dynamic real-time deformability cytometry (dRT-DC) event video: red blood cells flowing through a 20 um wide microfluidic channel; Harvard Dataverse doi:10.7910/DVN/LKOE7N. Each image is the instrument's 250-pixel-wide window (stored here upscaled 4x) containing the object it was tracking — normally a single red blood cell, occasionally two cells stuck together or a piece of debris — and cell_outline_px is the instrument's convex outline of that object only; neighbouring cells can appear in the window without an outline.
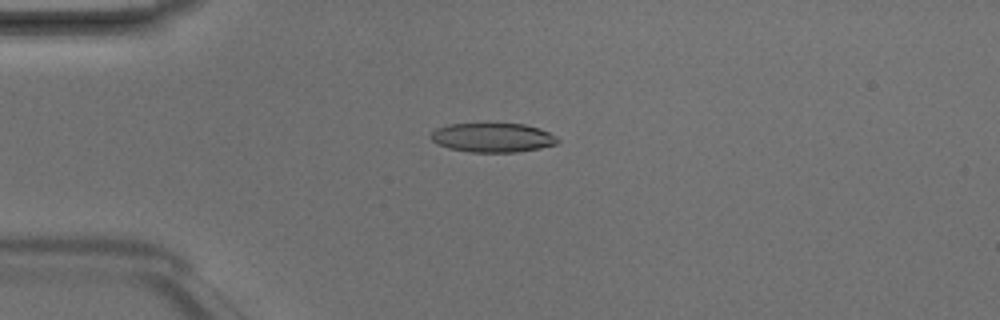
{"species": "Egyptian fruit bat (a non-hibernating species)", "species_latin": "Rousettus aegyptiacus", "temperature_condition": "room temperature", "stored_images_in_passage": 5, "camera_frame_rate_fps": 3000, "um_per_image_px": 0.085, "animal": {"sex": "male"}, "frame": {"image": 1, "passage_image": 3, "time_ms": 0.667, "image_size_px": [1000, 320], "cell_outline_px": [[560, 140], [556, 144], [540, 148], [516, 152], [472, 152], [448, 148], [436, 144], [428, 136], [436, 128], [448, 124], [524, 124], [540, 128], [556, 136]], "centroid_in_image_um": [41.86, 11.7], "position_along_channel_um": 43.1, "area_um2": 21.62}}